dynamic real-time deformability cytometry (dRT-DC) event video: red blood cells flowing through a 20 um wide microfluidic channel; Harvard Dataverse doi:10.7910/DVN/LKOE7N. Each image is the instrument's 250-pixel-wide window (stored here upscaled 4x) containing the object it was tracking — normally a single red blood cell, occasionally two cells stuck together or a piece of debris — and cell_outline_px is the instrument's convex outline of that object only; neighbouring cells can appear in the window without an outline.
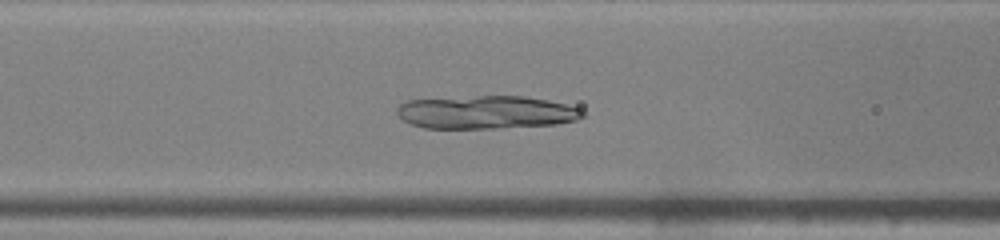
{"species": "common noctule bat (a hibernating species)", "species_latin": "Nyctalus noctula", "temperature_condition": "warm", "stored_images_in_passage": 34, "camera_frame_rate_fps": 3000, "um_per_image_px": 0.085, "animal": {"sex": "male", "body_mass_g": 19.0, "forearm_length_mm": 50.8}, "frame": {"image": 1, "passage_image": 7, "time_ms": 2.0, "image_size_px": [1000, 240], "cell_outline_px": [[584, 116], [576, 120], [556, 124], [496, 128], [424, 128], [412, 124], [404, 120], [396, 112], [396, 108], [400, 104], [408, 100], [480, 96], [524, 96], [548, 100], [580, 108], [584, 112]], "centroid_in_image_um": [41.33, 9.54], "position_along_channel_um": 125.3, "area_um2": 35.66}}
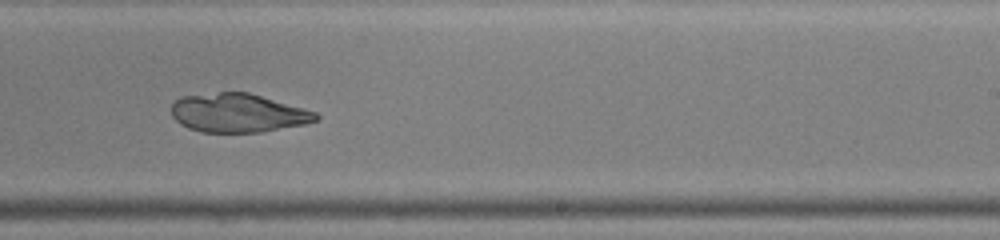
{"frame": {"image": 2, "passage_image": 17, "time_ms": 5.333, "image_size_px": [1000, 240], "cell_outline_px": [[320, 116], [316, 120], [304, 124], [264, 132], [200, 132], [188, 128], [180, 124], [172, 116], [172, 104], [180, 96], [220, 92], [248, 92], [316, 112]], "centroid_in_image_um": [20.2, 9.6], "position_along_channel_um": 268.8, "area_um2": 32.54}}
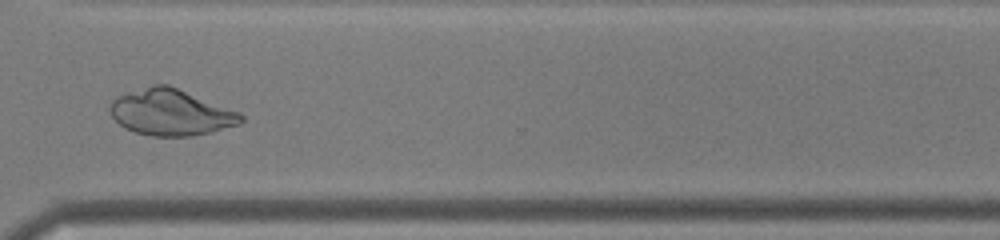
{"frame": {"image": 3, "passage_image": 23, "time_ms": 7.333, "image_size_px": [1000, 240], "cell_outline_px": [[244, 120], [240, 124], [212, 132], [188, 136], [152, 136], [136, 132], [124, 128], [112, 116], [108, 108], [112, 100], [116, 96], [152, 84], [168, 84], [240, 112], [244, 116]], "centroid_in_image_um": [14.52, 9.54], "position_along_channel_um": 356.1, "area_um2": 35.37}}